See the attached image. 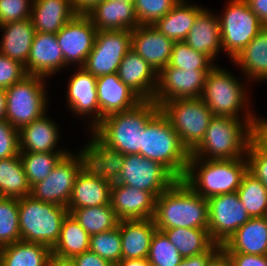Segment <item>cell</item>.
Instances as JSON below:
<instances>
[{"label":"cell","mask_w":267,"mask_h":266,"mask_svg":"<svg viewBox=\"0 0 267 266\" xmlns=\"http://www.w3.org/2000/svg\"><path fill=\"white\" fill-rule=\"evenodd\" d=\"M250 113L247 110L245 119H242L246 122H242L241 119L214 116L204 138L190 153L189 158L207 157V160L245 158L252 139V125L257 120V117Z\"/></svg>","instance_id":"obj_2"},{"label":"cell","mask_w":267,"mask_h":266,"mask_svg":"<svg viewBox=\"0 0 267 266\" xmlns=\"http://www.w3.org/2000/svg\"><path fill=\"white\" fill-rule=\"evenodd\" d=\"M159 110L154 100H143L131 110L104 117L92 132L124 155H141L144 127Z\"/></svg>","instance_id":"obj_3"},{"label":"cell","mask_w":267,"mask_h":266,"mask_svg":"<svg viewBox=\"0 0 267 266\" xmlns=\"http://www.w3.org/2000/svg\"><path fill=\"white\" fill-rule=\"evenodd\" d=\"M31 194L20 155L0 159V197L23 198Z\"/></svg>","instance_id":"obj_37"},{"label":"cell","mask_w":267,"mask_h":266,"mask_svg":"<svg viewBox=\"0 0 267 266\" xmlns=\"http://www.w3.org/2000/svg\"><path fill=\"white\" fill-rule=\"evenodd\" d=\"M130 49L131 30H97L93 49L82 67L95 77L117 73Z\"/></svg>","instance_id":"obj_11"},{"label":"cell","mask_w":267,"mask_h":266,"mask_svg":"<svg viewBox=\"0 0 267 266\" xmlns=\"http://www.w3.org/2000/svg\"><path fill=\"white\" fill-rule=\"evenodd\" d=\"M157 230L166 235L183 258L205 253L215 244L210 238L208 229L176 227Z\"/></svg>","instance_id":"obj_36"},{"label":"cell","mask_w":267,"mask_h":266,"mask_svg":"<svg viewBox=\"0 0 267 266\" xmlns=\"http://www.w3.org/2000/svg\"><path fill=\"white\" fill-rule=\"evenodd\" d=\"M44 77L27 74L20 81L5 89V120L20 130L23 126L42 117L46 111Z\"/></svg>","instance_id":"obj_7"},{"label":"cell","mask_w":267,"mask_h":266,"mask_svg":"<svg viewBox=\"0 0 267 266\" xmlns=\"http://www.w3.org/2000/svg\"><path fill=\"white\" fill-rule=\"evenodd\" d=\"M206 266H232L228 253L220 247L209 259Z\"/></svg>","instance_id":"obj_55"},{"label":"cell","mask_w":267,"mask_h":266,"mask_svg":"<svg viewBox=\"0 0 267 266\" xmlns=\"http://www.w3.org/2000/svg\"><path fill=\"white\" fill-rule=\"evenodd\" d=\"M86 15L97 30H133L139 26L134 3L104 0Z\"/></svg>","instance_id":"obj_24"},{"label":"cell","mask_w":267,"mask_h":266,"mask_svg":"<svg viewBox=\"0 0 267 266\" xmlns=\"http://www.w3.org/2000/svg\"><path fill=\"white\" fill-rule=\"evenodd\" d=\"M65 67L56 34L37 32L26 65L27 74L48 77Z\"/></svg>","instance_id":"obj_21"},{"label":"cell","mask_w":267,"mask_h":266,"mask_svg":"<svg viewBox=\"0 0 267 266\" xmlns=\"http://www.w3.org/2000/svg\"><path fill=\"white\" fill-rule=\"evenodd\" d=\"M68 211L90 236L112 230L119 223L110 203L102 206L68 209Z\"/></svg>","instance_id":"obj_38"},{"label":"cell","mask_w":267,"mask_h":266,"mask_svg":"<svg viewBox=\"0 0 267 266\" xmlns=\"http://www.w3.org/2000/svg\"><path fill=\"white\" fill-rule=\"evenodd\" d=\"M221 246L214 244L207 252L200 255L183 258L177 266H206L208 259L220 248Z\"/></svg>","instance_id":"obj_53"},{"label":"cell","mask_w":267,"mask_h":266,"mask_svg":"<svg viewBox=\"0 0 267 266\" xmlns=\"http://www.w3.org/2000/svg\"><path fill=\"white\" fill-rule=\"evenodd\" d=\"M97 29L86 14H76L57 33L65 66L80 63L82 67L93 49Z\"/></svg>","instance_id":"obj_16"},{"label":"cell","mask_w":267,"mask_h":266,"mask_svg":"<svg viewBox=\"0 0 267 266\" xmlns=\"http://www.w3.org/2000/svg\"><path fill=\"white\" fill-rule=\"evenodd\" d=\"M20 240L18 198L0 197V247Z\"/></svg>","instance_id":"obj_41"},{"label":"cell","mask_w":267,"mask_h":266,"mask_svg":"<svg viewBox=\"0 0 267 266\" xmlns=\"http://www.w3.org/2000/svg\"><path fill=\"white\" fill-rule=\"evenodd\" d=\"M174 41L153 25H139L131 30V49L139 54L157 73L170 61Z\"/></svg>","instance_id":"obj_18"},{"label":"cell","mask_w":267,"mask_h":266,"mask_svg":"<svg viewBox=\"0 0 267 266\" xmlns=\"http://www.w3.org/2000/svg\"><path fill=\"white\" fill-rule=\"evenodd\" d=\"M208 201L183 180H176L155 200L153 220L157 229H208Z\"/></svg>","instance_id":"obj_1"},{"label":"cell","mask_w":267,"mask_h":266,"mask_svg":"<svg viewBox=\"0 0 267 266\" xmlns=\"http://www.w3.org/2000/svg\"><path fill=\"white\" fill-rule=\"evenodd\" d=\"M27 73L24 65L0 53V88L7 89Z\"/></svg>","instance_id":"obj_49"},{"label":"cell","mask_w":267,"mask_h":266,"mask_svg":"<svg viewBox=\"0 0 267 266\" xmlns=\"http://www.w3.org/2000/svg\"><path fill=\"white\" fill-rule=\"evenodd\" d=\"M232 266H267V255L228 253Z\"/></svg>","instance_id":"obj_50"},{"label":"cell","mask_w":267,"mask_h":266,"mask_svg":"<svg viewBox=\"0 0 267 266\" xmlns=\"http://www.w3.org/2000/svg\"><path fill=\"white\" fill-rule=\"evenodd\" d=\"M80 69V70H79ZM69 80L67 98L70 109L79 115L95 113L92 121V130L100 123V109L97 94V77L93 76L83 67L78 68Z\"/></svg>","instance_id":"obj_23"},{"label":"cell","mask_w":267,"mask_h":266,"mask_svg":"<svg viewBox=\"0 0 267 266\" xmlns=\"http://www.w3.org/2000/svg\"><path fill=\"white\" fill-rule=\"evenodd\" d=\"M89 250L111 264L119 263L122 260L120 221L112 230L91 235Z\"/></svg>","instance_id":"obj_43"},{"label":"cell","mask_w":267,"mask_h":266,"mask_svg":"<svg viewBox=\"0 0 267 266\" xmlns=\"http://www.w3.org/2000/svg\"><path fill=\"white\" fill-rule=\"evenodd\" d=\"M48 266H77L73 259L51 256Z\"/></svg>","instance_id":"obj_58"},{"label":"cell","mask_w":267,"mask_h":266,"mask_svg":"<svg viewBox=\"0 0 267 266\" xmlns=\"http://www.w3.org/2000/svg\"><path fill=\"white\" fill-rule=\"evenodd\" d=\"M100 122L106 116L135 108L143 100L124 84L118 73L97 77Z\"/></svg>","instance_id":"obj_20"},{"label":"cell","mask_w":267,"mask_h":266,"mask_svg":"<svg viewBox=\"0 0 267 266\" xmlns=\"http://www.w3.org/2000/svg\"><path fill=\"white\" fill-rule=\"evenodd\" d=\"M30 0H0V25L30 19Z\"/></svg>","instance_id":"obj_46"},{"label":"cell","mask_w":267,"mask_h":266,"mask_svg":"<svg viewBox=\"0 0 267 266\" xmlns=\"http://www.w3.org/2000/svg\"><path fill=\"white\" fill-rule=\"evenodd\" d=\"M232 61L242 68L247 78L267 80V28H263Z\"/></svg>","instance_id":"obj_34"},{"label":"cell","mask_w":267,"mask_h":266,"mask_svg":"<svg viewBox=\"0 0 267 266\" xmlns=\"http://www.w3.org/2000/svg\"><path fill=\"white\" fill-rule=\"evenodd\" d=\"M104 0H72V5L77 14H86L95 5L103 2Z\"/></svg>","instance_id":"obj_56"},{"label":"cell","mask_w":267,"mask_h":266,"mask_svg":"<svg viewBox=\"0 0 267 266\" xmlns=\"http://www.w3.org/2000/svg\"><path fill=\"white\" fill-rule=\"evenodd\" d=\"M221 247L227 253L267 255V216L250 218Z\"/></svg>","instance_id":"obj_25"},{"label":"cell","mask_w":267,"mask_h":266,"mask_svg":"<svg viewBox=\"0 0 267 266\" xmlns=\"http://www.w3.org/2000/svg\"><path fill=\"white\" fill-rule=\"evenodd\" d=\"M77 266H111L112 264L88 250L73 258Z\"/></svg>","instance_id":"obj_52"},{"label":"cell","mask_w":267,"mask_h":266,"mask_svg":"<svg viewBox=\"0 0 267 266\" xmlns=\"http://www.w3.org/2000/svg\"><path fill=\"white\" fill-rule=\"evenodd\" d=\"M57 125L45 114L19 130L20 152H55L59 140Z\"/></svg>","instance_id":"obj_30"},{"label":"cell","mask_w":267,"mask_h":266,"mask_svg":"<svg viewBox=\"0 0 267 266\" xmlns=\"http://www.w3.org/2000/svg\"><path fill=\"white\" fill-rule=\"evenodd\" d=\"M156 230L153 219L120 221L122 259L147 258Z\"/></svg>","instance_id":"obj_28"},{"label":"cell","mask_w":267,"mask_h":266,"mask_svg":"<svg viewBox=\"0 0 267 266\" xmlns=\"http://www.w3.org/2000/svg\"><path fill=\"white\" fill-rule=\"evenodd\" d=\"M4 29L0 53L24 66L28 60L36 30L30 19L0 25Z\"/></svg>","instance_id":"obj_29"},{"label":"cell","mask_w":267,"mask_h":266,"mask_svg":"<svg viewBox=\"0 0 267 266\" xmlns=\"http://www.w3.org/2000/svg\"><path fill=\"white\" fill-rule=\"evenodd\" d=\"M6 116V92L0 88V120H4Z\"/></svg>","instance_id":"obj_59"},{"label":"cell","mask_w":267,"mask_h":266,"mask_svg":"<svg viewBox=\"0 0 267 266\" xmlns=\"http://www.w3.org/2000/svg\"><path fill=\"white\" fill-rule=\"evenodd\" d=\"M0 266H3V262H2L1 256H0Z\"/></svg>","instance_id":"obj_61"},{"label":"cell","mask_w":267,"mask_h":266,"mask_svg":"<svg viewBox=\"0 0 267 266\" xmlns=\"http://www.w3.org/2000/svg\"><path fill=\"white\" fill-rule=\"evenodd\" d=\"M113 1H124V2L134 3L135 0H113Z\"/></svg>","instance_id":"obj_60"},{"label":"cell","mask_w":267,"mask_h":266,"mask_svg":"<svg viewBox=\"0 0 267 266\" xmlns=\"http://www.w3.org/2000/svg\"><path fill=\"white\" fill-rule=\"evenodd\" d=\"M180 0L164 17L153 26L174 42L184 41L193 26L196 16L203 10L199 6Z\"/></svg>","instance_id":"obj_32"},{"label":"cell","mask_w":267,"mask_h":266,"mask_svg":"<svg viewBox=\"0 0 267 266\" xmlns=\"http://www.w3.org/2000/svg\"><path fill=\"white\" fill-rule=\"evenodd\" d=\"M147 259L150 266H177L183 257L166 235L162 231L156 230L151 240Z\"/></svg>","instance_id":"obj_44"},{"label":"cell","mask_w":267,"mask_h":266,"mask_svg":"<svg viewBox=\"0 0 267 266\" xmlns=\"http://www.w3.org/2000/svg\"><path fill=\"white\" fill-rule=\"evenodd\" d=\"M180 0H135L134 10L139 25H153L164 17Z\"/></svg>","instance_id":"obj_45"},{"label":"cell","mask_w":267,"mask_h":266,"mask_svg":"<svg viewBox=\"0 0 267 266\" xmlns=\"http://www.w3.org/2000/svg\"><path fill=\"white\" fill-rule=\"evenodd\" d=\"M3 266H48L51 249L40 243L23 240L0 247Z\"/></svg>","instance_id":"obj_33"},{"label":"cell","mask_w":267,"mask_h":266,"mask_svg":"<svg viewBox=\"0 0 267 266\" xmlns=\"http://www.w3.org/2000/svg\"><path fill=\"white\" fill-rule=\"evenodd\" d=\"M90 235L68 213L63 220L58 241L51 249L52 256L73 259L89 250Z\"/></svg>","instance_id":"obj_35"},{"label":"cell","mask_w":267,"mask_h":266,"mask_svg":"<svg viewBox=\"0 0 267 266\" xmlns=\"http://www.w3.org/2000/svg\"><path fill=\"white\" fill-rule=\"evenodd\" d=\"M246 156L248 171L267 189V154L251 139Z\"/></svg>","instance_id":"obj_47"},{"label":"cell","mask_w":267,"mask_h":266,"mask_svg":"<svg viewBox=\"0 0 267 266\" xmlns=\"http://www.w3.org/2000/svg\"><path fill=\"white\" fill-rule=\"evenodd\" d=\"M81 170L90 177L108 180L119 178L125 155L104 143L96 134L82 151L78 152Z\"/></svg>","instance_id":"obj_17"},{"label":"cell","mask_w":267,"mask_h":266,"mask_svg":"<svg viewBox=\"0 0 267 266\" xmlns=\"http://www.w3.org/2000/svg\"><path fill=\"white\" fill-rule=\"evenodd\" d=\"M237 194L251 218L267 216V189L248 170L243 175Z\"/></svg>","instance_id":"obj_39"},{"label":"cell","mask_w":267,"mask_h":266,"mask_svg":"<svg viewBox=\"0 0 267 266\" xmlns=\"http://www.w3.org/2000/svg\"><path fill=\"white\" fill-rule=\"evenodd\" d=\"M156 197L149 191L112 183L110 204L119 221L152 219Z\"/></svg>","instance_id":"obj_19"},{"label":"cell","mask_w":267,"mask_h":266,"mask_svg":"<svg viewBox=\"0 0 267 266\" xmlns=\"http://www.w3.org/2000/svg\"><path fill=\"white\" fill-rule=\"evenodd\" d=\"M223 16H218L222 49L233 60L263 29L246 0H230Z\"/></svg>","instance_id":"obj_9"},{"label":"cell","mask_w":267,"mask_h":266,"mask_svg":"<svg viewBox=\"0 0 267 266\" xmlns=\"http://www.w3.org/2000/svg\"><path fill=\"white\" fill-rule=\"evenodd\" d=\"M141 156L160 163L177 180L186 174L190 153L161 109L144 127Z\"/></svg>","instance_id":"obj_4"},{"label":"cell","mask_w":267,"mask_h":266,"mask_svg":"<svg viewBox=\"0 0 267 266\" xmlns=\"http://www.w3.org/2000/svg\"><path fill=\"white\" fill-rule=\"evenodd\" d=\"M30 20L37 32L56 34L77 13L72 0H32Z\"/></svg>","instance_id":"obj_26"},{"label":"cell","mask_w":267,"mask_h":266,"mask_svg":"<svg viewBox=\"0 0 267 266\" xmlns=\"http://www.w3.org/2000/svg\"><path fill=\"white\" fill-rule=\"evenodd\" d=\"M208 201V232L213 242L222 246L251 217L236 192L219 194Z\"/></svg>","instance_id":"obj_12"},{"label":"cell","mask_w":267,"mask_h":266,"mask_svg":"<svg viewBox=\"0 0 267 266\" xmlns=\"http://www.w3.org/2000/svg\"><path fill=\"white\" fill-rule=\"evenodd\" d=\"M117 73L119 79L142 100H153L158 73L134 50L125 54Z\"/></svg>","instance_id":"obj_22"},{"label":"cell","mask_w":267,"mask_h":266,"mask_svg":"<svg viewBox=\"0 0 267 266\" xmlns=\"http://www.w3.org/2000/svg\"><path fill=\"white\" fill-rule=\"evenodd\" d=\"M19 130L0 120V159L19 155Z\"/></svg>","instance_id":"obj_48"},{"label":"cell","mask_w":267,"mask_h":266,"mask_svg":"<svg viewBox=\"0 0 267 266\" xmlns=\"http://www.w3.org/2000/svg\"><path fill=\"white\" fill-rule=\"evenodd\" d=\"M205 160L189 158L187 171L182 179L197 194L208 199L238 190L243 175L248 170L247 159ZM198 166L199 169L195 170Z\"/></svg>","instance_id":"obj_5"},{"label":"cell","mask_w":267,"mask_h":266,"mask_svg":"<svg viewBox=\"0 0 267 266\" xmlns=\"http://www.w3.org/2000/svg\"><path fill=\"white\" fill-rule=\"evenodd\" d=\"M66 154L51 173L31 187V196L45 203L66 206L70 200L75 179L81 171L79 156Z\"/></svg>","instance_id":"obj_14"},{"label":"cell","mask_w":267,"mask_h":266,"mask_svg":"<svg viewBox=\"0 0 267 266\" xmlns=\"http://www.w3.org/2000/svg\"><path fill=\"white\" fill-rule=\"evenodd\" d=\"M212 59L204 53L195 51L184 41L174 42L169 64L166 67H176L182 70H211Z\"/></svg>","instance_id":"obj_42"},{"label":"cell","mask_w":267,"mask_h":266,"mask_svg":"<svg viewBox=\"0 0 267 266\" xmlns=\"http://www.w3.org/2000/svg\"><path fill=\"white\" fill-rule=\"evenodd\" d=\"M184 42L215 61L214 58L222 48L218 16L215 17L210 11L203 9L196 16Z\"/></svg>","instance_id":"obj_27"},{"label":"cell","mask_w":267,"mask_h":266,"mask_svg":"<svg viewBox=\"0 0 267 266\" xmlns=\"http://www.w3.org/2000/svg\"><path fill=\"white\" fill-rule=\"evenodd\" d=\"M66 154H68V151L61 150L43 153L19 152L29 185L32 187L36 183L45 180Z\"/></svg>","instance_id":"obj_40"},{"label":"cell","mask_w":267,"mask_h":266,"mask_svg":"<svg viewBox=\"0 0 267 266\" xmlns=\"http://www.w3.org/2000/svg\"><path fill=\"white\" fill-rule=\"evenodd\" d=\"M251 11L257 15L263 28H267V0H246Z\"/></svg>","instance_id":"obj_54"},{"label":"cell","mask_w":267,"mask_h":266,"mask_svg":"<svg viewBox=\"0 0 267 266\" xmlns=\"http://www.w3.org/2000/svg\"><path fill=\"white\" fill-rule=\"evenodd\" d=\"M243 90L244 87L233 75L215 65L207 73L200 98L214 116L240 119L238 112L247 101Z\"/></svg>","instance_id":"obj_10"},{"label":"cell","mask_w":267,"mask_h":266,"mask_svg":"<svg viewBox=\"0 0 267 266\" xmlns=\"http://www.w3.org/2000/svg\"><path fill=\"white\" fill-rule=\"evenodd\" d=\"M177 179L160 163L140 154L125 155L122 172L114 183L151 192L156 198Z\"/></svg>","instance_id":"obj_13"},{"label":"cell","mask_w":267,"mask_h":266,"mask_svg":"<svg viewBox=\"0 0 267 266\" xmlns=\"http://www.w3.org/2000/svg\"><path fill=\"white\" fill-rule=\"evenodd\" d=\"M21 240L53 248L58 241L66 206L45 203L31 195L18 199Z\"/></svg>","instance_id":"obj_6"},{"label":"cell","mask_w":267,"mask_h":266,"mask_svg":"<svg viewBox=\"0 0 267 266\" xmlns=\"http://www.w3.org/2000/svg\"><path fill=\"white\" fill-rule=\"evenodd\" d=\"M117 266H150L147 258L122 259Z\"/></svg>","instance_id":"obj_57"},{"label":"cell","mask_w":267,"mask_h":266,"mask_svg":"<svg viewBox=\"0 0 267 266\" xmlns=\"http://www.w3.org/2000/svg\"><path fill=\"white\" fill-rule=\"evenodd\" d=\"M252 140L267 154V119H257L252 125Z\"/></svg>","instance_id":"obj_51"},{"label":"cell","mask_w":267,"mask_h":266,"mask_svg":"<svg viewBox=\"0 0 267 266\" xmlns=\"http://www.w3.org/2000/svg\"><path fill=\"white\" fill-rule=\"evenodd\" d=\"M112 182L93 178L82 170L77 175L67 209L102 206L110 203Z\"/></svg>","instance_id":"obj_31"},{"label":"cell","mask_w":267,"mask_h":266,"mask_svg":"<svg viewBox=\"0 0 267 266\" xmlns=\"http://www.w3.org/2000/svg\"><path fill=\"white\" fill-rule=\"evenodd\" d=\"M160 109L169 119L189 153L201 143L214 117L201 98L167 101L160 106Z\"/></svg>","instance_id":"obj_8"},{"label":"cell","mask_w":267,"mask_h":266,"mask_svg":"<svg viewBox=\"0 0 267 266\" xmlns=\"http://www.w3.org/2000/svg\"><path fill=\"white\" fill-rule=\"evenodd\" d=\"M210 70H182L165 67L158 73L153 100L159 106L175 99L200 98Z\"/></svg>","instance_id":"obj_15"}]
</instances>
